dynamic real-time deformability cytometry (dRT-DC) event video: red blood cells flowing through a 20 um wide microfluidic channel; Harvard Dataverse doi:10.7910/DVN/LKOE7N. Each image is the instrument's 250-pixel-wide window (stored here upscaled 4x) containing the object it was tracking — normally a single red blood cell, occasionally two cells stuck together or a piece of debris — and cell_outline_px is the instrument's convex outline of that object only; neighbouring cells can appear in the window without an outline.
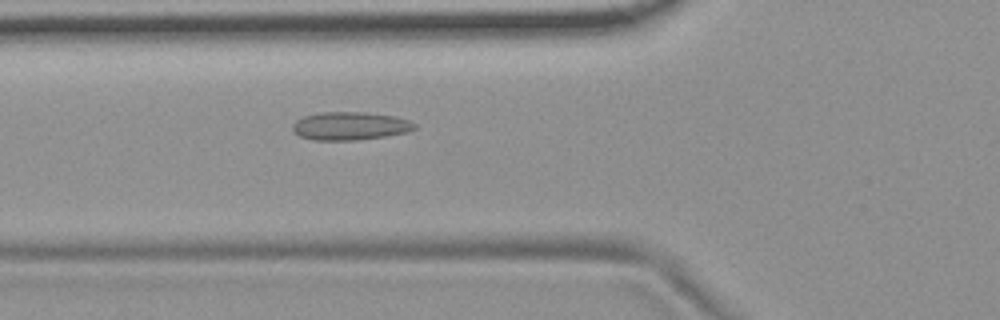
{"species": "common noctule bat (a hibernating species)", "species_latin": "Nyctalus noctula", "temperature_condition": "room temperature", "stored_images_in_passage": 5, "camera_frame_rate_fps": 3000, "um_per_image_px": 0.085, "animal": {"sex": "female", "body_mass_g": 19.9}, "frame": {"image": 1, "passage_image": 5, "time_ms": 1.333, "image_size_px": [1000, 320], "cell_outline_px": [[416, 128], [408, 132], [384, 136], [356, 140], [312, 140], [300, 136], [292, 132], [292, 124], [296, 120], [304, 116], [320, 112], [368, 112], [396, 116], [408, 120], [416, 124]], "centroid_in_image_um": [29.74, 10.7], "position_along_channel_um": 96.1, "area_um2": 20.17}}